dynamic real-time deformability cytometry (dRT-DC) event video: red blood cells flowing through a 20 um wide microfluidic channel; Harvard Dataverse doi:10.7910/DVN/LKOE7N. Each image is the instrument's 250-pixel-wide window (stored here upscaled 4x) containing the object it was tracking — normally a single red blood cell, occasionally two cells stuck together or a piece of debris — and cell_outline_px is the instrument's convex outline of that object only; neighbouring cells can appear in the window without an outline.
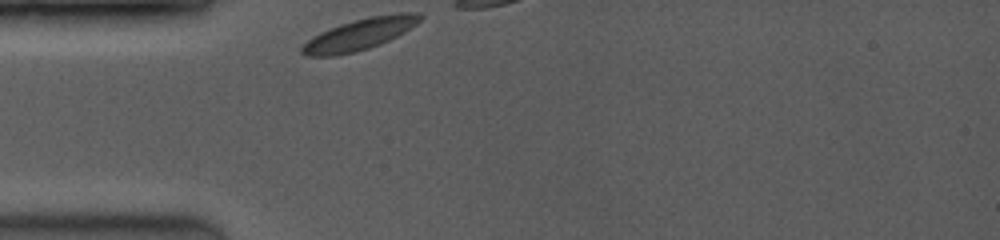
{"species": "common noctule bat (a hibernating species)", "species_latin": "Nyctalus noctula", "temperature_condition": "room temperature", "stored_images_in_passage": 4, "camera_frame_rate_fps": 3500, "um_per_image_px": 0.085, "animal": {"sex": "female", "body_mass_g": 19.0, "forearm_length_mm": 53.3}, "frame": {"image": 1, "passage_image": 1, "time_ms": 0.0, "image_size_px": [1000, 240], "cell_outline_px": [[424, 16], [416, 24], [404, 32], [380, 44], [356, 52], [336, 56], [304, 56], [300, 52], [300, 48], [312, 36], [320, 32], [340, 24], [372, 16], [400, 12], [420, 12]], "centroid_in_image_um": [30.56, 2.92], "position_along_channel_um": 54.4, "area_um2": 21.56}}
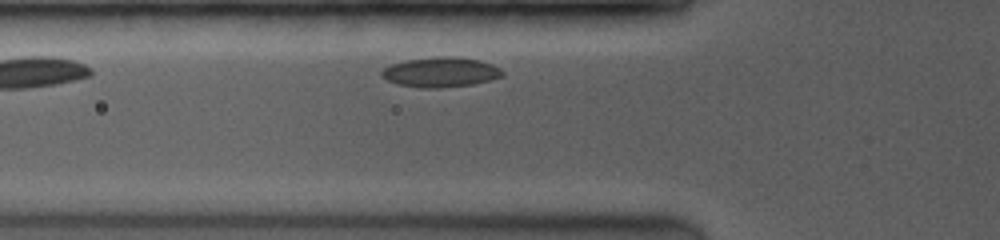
{"frame": {"image": 2, "passage_image": 4, "time_ms": 2.0, "image_size_px": [1000, 240], "cell_outline_px": [[504, 76], [472, 84], [440, 88], [420, 88], [396, 84], [380, 76], [380, 72], [384, 68], [392, 64], [408, 60], [440, 56], [456, 56], [480, 60], [492, 64], [500, 68], [504, 72]], "centroid_in_image_um": [37.46, 6.13], "position_along_channel_um": 88.3, "area_um2": 21.1}}